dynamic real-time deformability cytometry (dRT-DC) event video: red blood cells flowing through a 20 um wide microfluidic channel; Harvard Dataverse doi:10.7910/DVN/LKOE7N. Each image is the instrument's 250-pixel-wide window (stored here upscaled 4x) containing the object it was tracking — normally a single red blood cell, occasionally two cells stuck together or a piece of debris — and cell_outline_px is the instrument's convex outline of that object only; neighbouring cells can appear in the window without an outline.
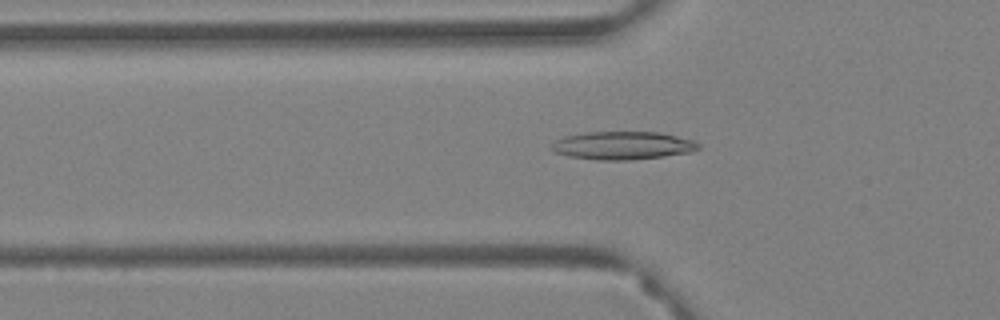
{"species": "Egyptian fruit bat (a non-hibernating species)", "species_latin": "Rousettus aegyptiacus", "temperature_condition": "warm", "stored_images_in_passage": 62, "camera_frame_rate_fps": 3000, "um_per_image_px": 0.085, "animal": {"sex": "female"}, "frame": {"image": 1, "passage_image": 22, "time_ms": 7.0, "image_size_px": [1000, 320], "cell_outline_px": [[700, 148], [692, 152], [664, 156], [628, 160], [596, 160], [568, 156], [552, 152], [548, 148], [556, 140], [564, 136], [584, 132], [660, 132], [692, 140], [700, 144]], "centroid_in_image_um": [52.88, 12.37], "position_along_channel_um": 72.9, "area_um2": 24.22}}
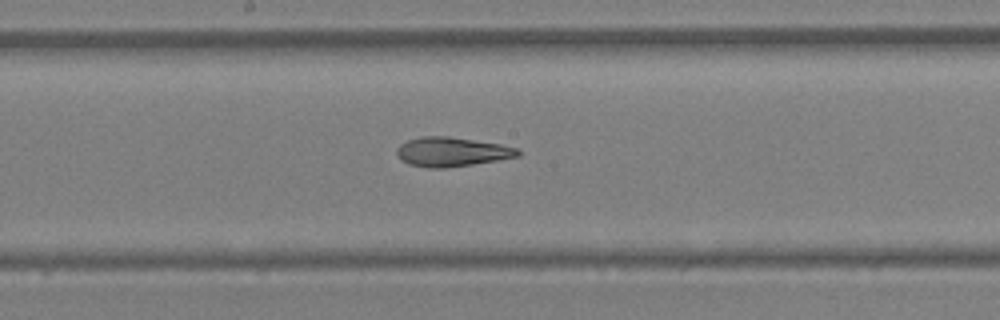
{"frame": {"image": 2, "passage_image": 34, "time_ms": 11.0, "image_size_px": [1000, 320], "cell_outline_px": [[520, 156], [448, 168], [428, 168], [408, 164], [400, 160], [396, 156], [396, 148], [400, 144], [408, 140], [420, 136], [448, 136], [500, 144], [516, 148], [520, 152]], "centroid_in_image_um": [38.33, 12.91], "position_along_channel_um": 209.9, "area_um2": 20.75}}
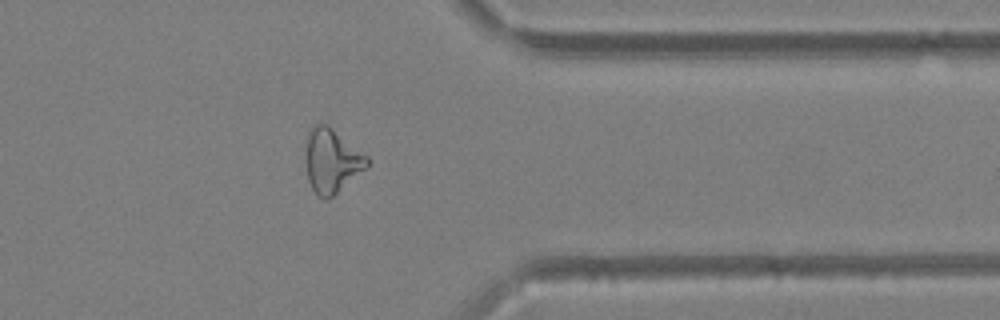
{"frame": {"image": 3, "passage_image": 50, "time_ms": 16.333, "image_size_px": [1000, 320], "cell_outline_px": [[368, 164], [364, 168], [332, 196], [324, 200], [316, 196], [308, 180], [304, 160], [304, 144], [308, 132], [320, 120], [328, 124], [368, 156]], "centroid_in_image_um": [28.11, 13.61], "position_along_channel_um": 383.3, "area_um2": 23.12}}